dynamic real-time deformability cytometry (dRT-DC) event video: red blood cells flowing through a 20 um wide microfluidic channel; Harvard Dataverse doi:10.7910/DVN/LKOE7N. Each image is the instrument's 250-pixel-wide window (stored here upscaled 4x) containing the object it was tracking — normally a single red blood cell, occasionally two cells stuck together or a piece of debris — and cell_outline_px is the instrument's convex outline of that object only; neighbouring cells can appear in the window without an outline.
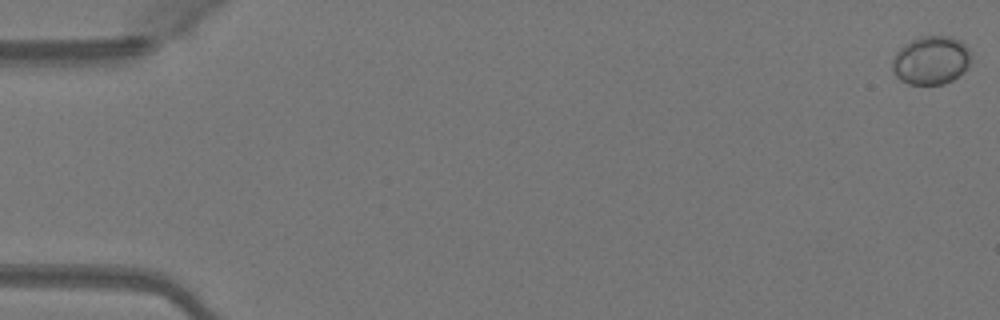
{"species": "Egyptian fruit bat (a non-hibernating species)", "species_latin": "Rousettus aegyptiacus", "temperature_condition": "warm", "stored_images_in_passage": 51, "camera_frame_rate_fps": 3000, "um_per_image_px": 0.085, "animal": {"sex": "female"}, "frame": {"image": 1, "passage_image": 1, "time_ms": 0.0, "image_size_px": [1000, 320], "cell_outline_px": [[968, 64], [952, 80], [944, 84], [908, 84], [900, 80], [896, 76], [892, 68], [892, 60], [896, 52], [900, 48], [912, 40], [924, 36], [952, 36], [960, 40], [968, 48]], "centroid_in_image_um": [79.09, 5.12], "position_along_channel_um": 5.9, "area_um2": 21.79}}
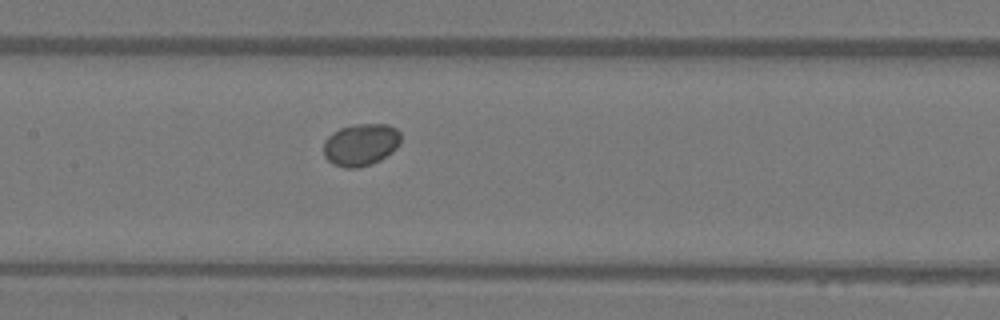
{"frame": {"image": 2, "passage_image": 25, "time_ms": 8.0, "image_size_px": [1000, 320], "cell_outline_px": [[400, 144], [392, 152], [380, 160], [372, 164], [360, 168], [344, 168], [332, 164], [324, 156], [324, 140], [332, 132], [340, 128], [356, 124], [388, 124], [396, 128], [400, 132]], "centroid_in_image_um": [30.67, 12.3], "position_along_channel_um": 176.7, "area_um2": 19.25}}
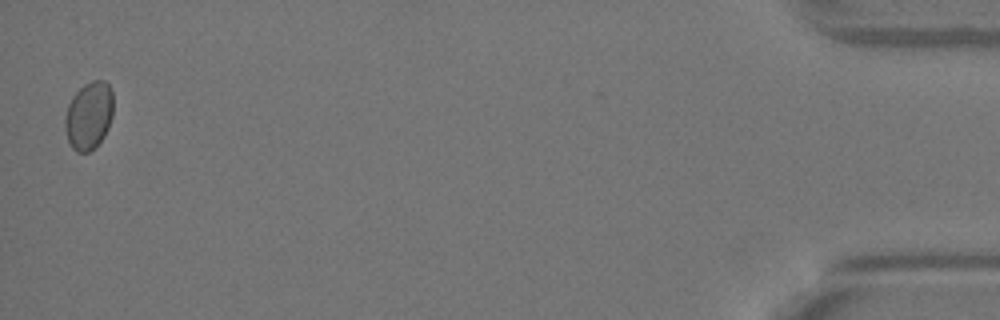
{"frame": {"image": 3, "passage_image": 50, "time_ms": 16.333, "image_size_px": [1000, 320], "cell_outline_px": [[112, 116], [108, 128], [104, 136], [88, 152], [76, 152], [72, 148], [68, 140], [64, 128], [64, 120], [68, 104], [72, 96], [84, 84], [92, 80], [104, 80], [112, 88]], "centroid_in_image_um": [7.54, 9.8], "position_along_channel_um": 427.7, "area_um2": 19.07}, "authors_computed_cell_mechanics": {"area_um2": 18.785, "velocity_mm_per_s": 4.0932, "shape_relaxation_time_tau1_ms": null, "shape_relaxation_time_tau2_ms": 7.397, "deformation_change_tau1": null, "deformation_change_tau2": 0.0393}}